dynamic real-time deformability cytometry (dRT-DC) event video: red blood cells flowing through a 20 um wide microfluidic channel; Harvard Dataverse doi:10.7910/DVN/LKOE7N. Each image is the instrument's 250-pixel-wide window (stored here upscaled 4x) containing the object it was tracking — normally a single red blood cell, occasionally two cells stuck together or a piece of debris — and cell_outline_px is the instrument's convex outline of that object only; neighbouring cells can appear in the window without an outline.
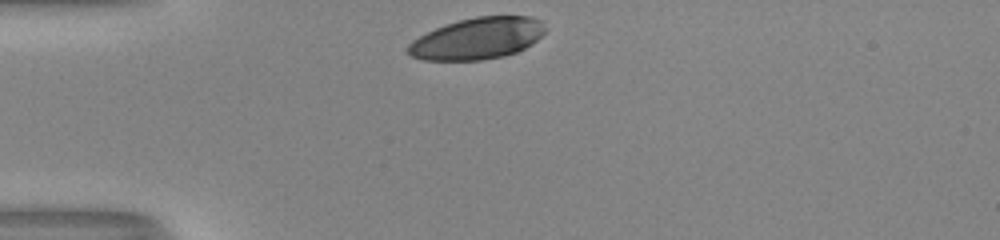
{"species": "human", "species_latin": "Homo sapiens", "temperature_condition": "room temperature", "stored_images_in_passage": 29, "camera_frame_rate_fps": 3000, "um_per_image_px": 0.085, "donor": {"sex": "male"}, "frame": {"image": 1, "passage_image": 1, "time_ms": 0.0, "image_size_px": [1000, 240], "cell_outline_px": [[548, 28], [536, 40], [524, 48], [516, 52], [504, 56], [480, 60], [424, 60], [408, 56], [408, 44], [412, 40], [436, 28], [460, 20], [476, 16], [532, 16], [540, 20]], "centroid_in_image_um": [40.59, 3.27], "position_along_channel_um": 44.4, "area_um2": 33.12}}
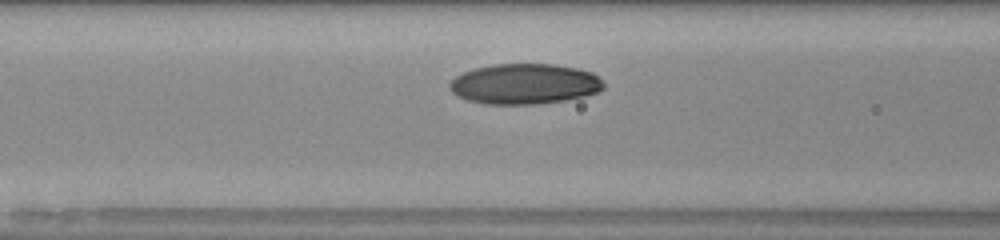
{"frame": {"image": 2, "passage_image": 9, "time_ms": 2.667, "image_size_px": [1000, 240], "cell_outline_px": [[604, 88], [596, 92], [584, 96], [564, 100], [536, 104], [484, 104], [468, 100], [456, 96], [448, 88], [448, 84], [456, 76], [464, 72], [476, 68], [492, 64], [556, 64], [576, 68], [592, 72], [604, 84]], "centroid_in_image_um": [44.55, 7.13], "position_along_channel_um": 122.0, "area_um2": 36.24}}
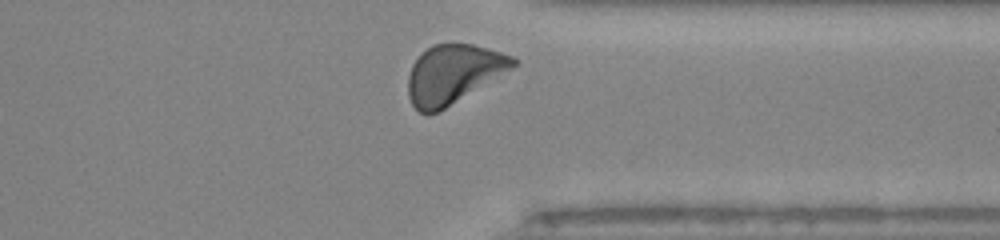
{"frame": {"image": 3, "passage_image": 28, "time_ms": 9.0, "image_size_px": [1000, 240], "cell_outline_px": [[520, 60], [512, 68], [444, 108], [436, 112], [420, 112], [412, 104], [408, 96], [408, 76], [412, 64], [432, 44], [472, 44], [488, 48], [512, 56]], "centroid_in_image_um": [38.52, 6.27], "position_along_channel_um": 372.9, "area_um2": 35.14}, "authors_computed_cell_mechanics": {"area_um2": 35.1424, "velocity_mm_per_s": 3.9858, "shape_relaxation_time_tau1_ms": 4.748, "shape_relaxation_time_tau2_ms": null, "deformation_change_tau1": 0.1601, "deformation_change_tau2": null}}